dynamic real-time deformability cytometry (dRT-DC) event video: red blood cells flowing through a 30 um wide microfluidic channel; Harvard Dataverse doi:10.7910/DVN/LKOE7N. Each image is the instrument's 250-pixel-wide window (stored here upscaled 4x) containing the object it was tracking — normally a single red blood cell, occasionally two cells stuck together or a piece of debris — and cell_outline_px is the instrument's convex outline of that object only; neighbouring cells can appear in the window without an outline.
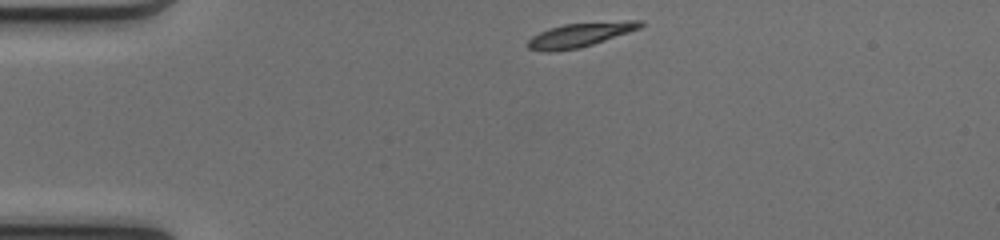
{"species": "common noctule bat (a hibernating species)", "species_latin": "Nyctalus noctula", "temperature_condition": "cold", "stored_images_in_passage": 40, "camera_frame_rate_fps": 3000, "um_per_image_px": 0.085, "animal": {"sex": "female", "body_mass_g": 17.0, "forearm_length_mm": 48.0}, "frame": {"image": 1, "passage_image": 1, "time_ms": 0.0, "image_size_px": [1000, 240], "cell_outline_px": [[644, 24], [640, 28], [580, 48], [552, 52], [544, 52], [528, 48], [524, 44], [532, 36], [548, 28], [564, 24], [628, 20], [644, 20]], "centroid_in_image_um": [49.26, 2.96], "position_along_channel_um": 35.7, "area_um2": 15.95}}
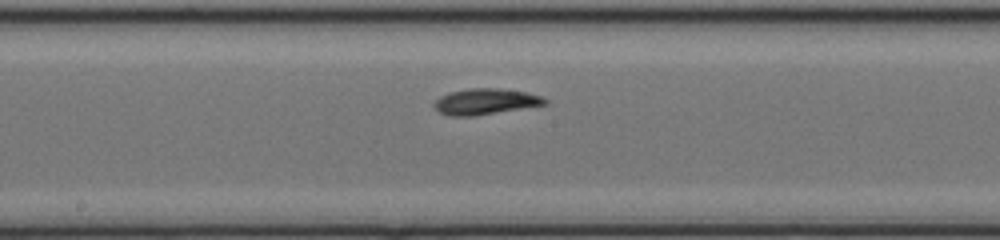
{"frame": {"image": 2, "passage_image": 17, "time_ms": 5.333, "image_size_px": [1000, 240], "cell_outline_px": [[548, 104], [472, 116], [448, 116], [440, 112], [432, 104], [440, 96], [448, 92], [468, 88], [500, 88], [524, 92], [540, 96], [548, 100]], "centroid_in_image_um": [41.23, 8.62], "position_along_channel_um": 207.0, "area_um2": 16.65}}
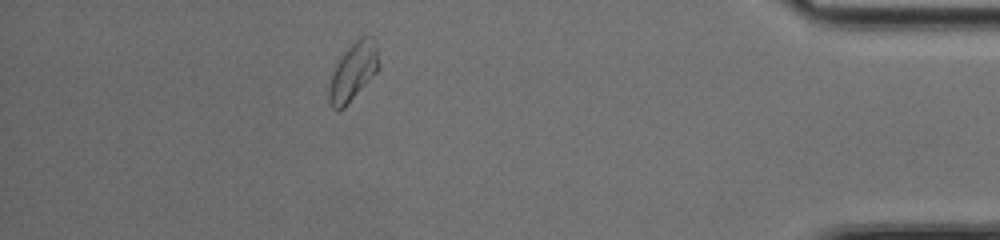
{"frame": {"image": 3, "passage_image": 35, "time_ms": 11.333, "image_size_px": [1000, 240], "cell_outline_px": [[380, 68], [344, 108], [340, 112], [336, 112], [332, 108], [328, 100], [328, 88], [332, 72], [336, 64], [348, 48], [360, 36], [372, 36], [376, 40], [380, 64]], "centroid_in_image_um": [30.02, 6.11], "position_along_channel_um": 405.2, "area_um2": 16.99}, "authors_computed_cell_mechanics": {"area_um2": 15.9528, "velocity_mm_per_s": 4.0815, "shape_relaxation_time_tau1_ms": 2.3878, "shape_relaxation_time_tau2_ms": 4.6287, "deformation_change_tau1": 0.1437, "deformation_change_tau2": 0.0943}}